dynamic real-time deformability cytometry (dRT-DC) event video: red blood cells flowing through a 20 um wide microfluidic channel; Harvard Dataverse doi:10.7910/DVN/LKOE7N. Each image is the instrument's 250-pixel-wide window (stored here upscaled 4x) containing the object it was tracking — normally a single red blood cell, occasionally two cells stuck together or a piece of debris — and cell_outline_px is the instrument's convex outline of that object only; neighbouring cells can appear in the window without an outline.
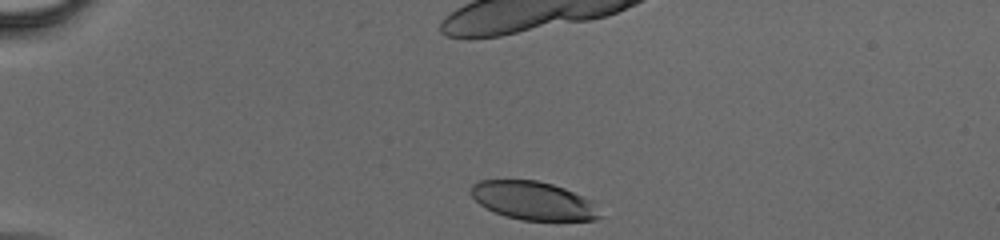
{"species": "human", "species_latin": "Homo sapiens", "temperature_condition": "cold", "stored_images_in_passage": 10, "camera_frame_rate_fps": 3000, "um_per_image_px": 0.085, "donor": {"sex": "male"}, "frame": {"image": 1, "passage_image": 1, "time_ms": 0.0, "image_size_px": [1000, 240], "cell_outline_px": [[600, 216], [596, 220], [520, 220], [504, 216], [480, 204], [468, 192], [472, 184], [480, 180], [536, 180], [552, 184], [564, 188], [584, 196], [592, 200]], "centroid_in_image_um": [45.31, 17.05], "position_along_channel_um": 39.7, "area_um2": 28.73}}